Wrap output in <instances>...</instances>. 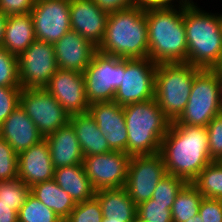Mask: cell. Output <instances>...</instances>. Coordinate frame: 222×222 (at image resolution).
Masks as SVG:
<instances>
[{
    "mask_svg": "<svg viewBox=\"0 0 222 222\" xmlns=\"http://www.w3.org/2000/svg\"><path fill=\"white\" fill-rule=\"evenodd\" d=\"M18 178V154L0 136V181Z\"/></svg>",
    "mask_w": 222,
    "mask_h": 222,
    "instance_id": "cell-34",
    "label": "cell"
},
{
    "mask_svg": "<svg viewBox=\"0 0 222 222\" xmlns=\"http://www.w3.org/2000/svg\"><path fill=\"white\" fill-rule=\"evenodd\" d=\"M203 196L192 183H186L177 193L171 208L173 222H186L199 213Z\"/></svg>",
    "mask_w": 222,
    "mask_h": 222,
    "instance_id": "cell-27",
    "label": "cell"
},
{
    "mask_svg": "<svg viewBox=\"0 0 222 222\" xmlns=\"http://www.w3.org/2000/svg\"><path fill=\"white\" fill-rule=\"evenodd\" d=\"M198 214L203 222H222V200L203 198Z\"/></svg>",
    "mask_w": 222,
    "mask_h": 222,
    "instance_id": "cell-38",
    "label": "cell"
},
{
    "mask_svg": "<svg viewBox=\"0 0 222 222\" xmlns=\"http://www.w3.org/2000/svg\"><path fill=\"white\" fill-rule=\"evenodd\" d=\"M36 40L56 43L70 25V0H36L30 11Z\"/></svg>",
    "mask_w": 222,
    "mask_h": 222,
    "instance_id": "cell-13",
    "label": "cell"
},
{
    "mask_svg": "<svg viewBox=\"0 0 222 222\" xmlns=\"http://www.w3.org/2000/svg\"><path fill=\"white\" fill-rule=\"evenodd\" d=\"M222 69H200L193 80L187 105L175 124L206 127L222 113L220 88Z\"/></svg>",
    "mask_w": 222,
    "mask_h": 222,
    "instance_id": "cell-7",
    "label": "cell"
},
{
    "mask_svg": "<svg viewBox=\"0 0 222 222\" xmlns=\"http://www.w3.org/2000/svg\"><path fill=\"white\" fill-rule=\"evenodd\" d=\"M20 105L43 137L69 122L70 115L44 87L22 89Z\"/></svg>",
    "mask_w": 222,
    "mask_h": 222,
    "instance_id": "cell-10",
    "label": "cell"
},
{
    "mask_svg": "<svg viewBox=\"0 0 222 222\" xmlns=\"http://www.w3.org/2000/svg\"><path fill=\"white\" fill-rule=\"evenodd\" d=\"M166 174L160 153L131 156L124 189L130 199L139 205L152 198L157 184Z\"/></svg>",
    "mask_w": 222,
    "mask_h": 222,
    "instance_id": "cell-12",
    "label": "cell"
},
{
    "mask_svg": "<svg viewBox=\"0 0 222 222\" xmlns=\"http://www.w3.org/2000/svg\"><path fill=\"white\" fill-rule=\"evenodd\" d=\"M0 87L21 88L18 77V57L0 47Z\"/></svg>",
    "mask_w": 222,
    "mask_h": 222,
    "instance_id": "cell-32",
    "label": "cell"
},
{
    "mask_svg": "<svg viewBox=\"0 0 222 222\" xmlns=\"http://www.w3.org/2000/svg\"><path fill=\"white\" fill-rule=\"evenodd\" d=\"M220 104L222 109V82H221V88H220Z\"/></svg>",
    "mask_w": 222,
    "mask_h": 222,
    "instance_id": "cell-47",
    "label": "cell"
},
{
    "mask_svg": "<svg viewBox=\"0 0 222 222\" xmlns=\"http://www.w3.org/2000/svg\"><path fill=\"white\" fill-rule=\"evenodd\" d=\"M0 222H18V212L10 205L0 204Z\"/></svg>",
    "mask_w": 222,
    "mask_h": 222,
    "instance_id": "cell-41",
    "label": "cell"
},
{
    "mask_svg": "<svg viewBox=\"0 0 222 222\" xmlns=\"http://www.w3.org/2000/svg\"><path fill=\"white\" fill-rule=\"evenodd\" d=\"M69 123L73 126L84 157L113 151L89 111L71 115Z\"/></svg>",
    "mask_w": 222,
    "mask_h": 222,
    "instance_id": "cell-22",
    "label": "cell"
},
{
    "mask_svg": "<svg viewBox=\"0 0 222 222\" xmlns=\"http://www.w3.org/2000/svg\"><path fill=\"white\" fill-rule=\"evenodd\" d=\"M58 68L83 73L92 62L97 47L74 30L53 44Z\"/></svg>",
    "mask_w": 222,
    "mask_h": 222,
    "instance_id": "cell-18",
    "label": "cell"
},
{
    "mask_svg": "<svg viewBox=\"0 0 222 222\" xmlns=\"http://www.w3.org/2000/svg\"><path fill=\"white\" fill-rule=\"evenodd\" d=\"M53 44L35 40L18 56V77L22 89L45 87L56 70Z\"/></svg>",
    "mask_w": 222,
    "mask_h": 222,
    "instance_id": "cell-11",
    "label": "cell"
},
{
    "mask_svg": "<svg viewBox=\"0 0 222 222\" xmlns=\"http://www.w3.org/2000/svg\"><path fill=\"white\" fill-rule=\"evenodd\" d=\"M210 157L222 161V113L215 116L206 126Z\"/></svg>",
    "mask_w": 222,
    "mask_h": 222,
    "instance_id": "cell-36",
    "label": "cell"
},
{
    "mask_svg": "<svg viewBox=\"0 0 222 222\" xmlns=\"http://www.w3.org/2000/svg\"><path fill=\"white\" fill-rule=\"evenodd\" d=\"M131 156L122 151L85 156V173L94 189L124 188Z\"/></svg>",
    "mask_w": 222,
    "mask_h": 222,
    "instance_id": "cell-14",
    "label": "cell"
},
{
    "mask_svg": "<svg viewBox=\"0 0 222 222\" xmlns=\"http://www.w3.org/2000/svg\"><path fill=\"white\" fill-rule=\"evenodd\" d=\"M109 13L101 10L93 0H70V25L98 47L103 40Z\"/></svg>",
    "mask_w": 222,
    "mask_h": 222,
    "instance_id": "cell-17",
    "label": "cell"
},
{
    "mask_svg": "<svg viewBox=\"0 0 222 222\" xmlns=\"http://www.w3.org/2000/svg\"><path fill=\"white\" fill-rule=\"evenodd\" d=\"M30 193L49 209H52L63 221L70 215L76 203L54 179L35 184Z\"/></svg>",
    "mask_w": 222,
    "mask_h": 222,
    "instance_id": "cell-26",
    "label": "cell"
},
{
    "mask_svg": "<svg viewBox=\"0 0 222 222\" xmlns=\"http://www.w3.org/2000/svg\"><path fill=\"white\" fill-rule=\"evenodd\" d=\"M187 63L201 69H222V31L218 14L196 5L184 6Z\"/></svg>",
    "mask_w": 222,
    "mask_h": 222,
    "instance_id": "cell-4",
    "label": "cell"
},
{
    "mask_svg": "<svg viewBox=\"0 0 222 222\" xmlns=\"http://www.w3.org/2000/svg\"><path fill=\"white\" fill-rule=\"evenodd\" d=\"M102 222H115V221H108V218L103 217Z\"/></svg>",
    "mask_w": 222,
    "mask_h": 222,
    "instance_id": "cell-49",
    "label": "cell"
},
{
    "mask_svg": "<svg viewBox=\"0 0 222 222\" xmlns=\"http://www.w3.org/2000/svg\"><path fill=\"white\" fill-rule=\"evenodd\" d=\"M103 213L100 203L94 197L90 200L76 203L75 208L64 222H102Z\"/></svg>",
    "mask_w": 222,
    "mask_h": 222,
    "instance_id": "cell-33",
    "label": "cell"
},
{
    "mask_svg": "<svg viewBox=\"0 0 222 222\" xmlns=\"http://www.w3.org/2000/svg\"><path fill=\"white\" fill-rule=\"evenodd\" d=\"M54 170L45 138L18 154V178L29 188L53 179Z\"/></svg>",
    "mask_w": 222,
    "mask_h": 222,
    "instance_id": "cell-19",
    "label": "cell"
},
{
    "mask_svg": "<svg viewBox=\"0 0 222 222\" xmlns=\"http://www.w3.org/2000/svg\"><path fill=\"white\" fill-rule=\"evenodd\" d=\"M174 0H138L140 5L144 6H166L172 5Z\"/></svg>",
    "mask_w": 222,
    "mask_h": 222,
    "instance_id": "cell-42",
    "label": "cell"
},
{
    "mask_svg": "<svg viewBox=\"0 0 222 222\" xmlns=\"http://www.w3.org/2000/svg\"><path fill=\"white\" fill-rule=\"evenodd\" d=\"M35 40L34 24L30 12L7 16L3 48L18 57Z\"/></svg>",
    "mask_w": 222,
    "mask_h": 222,
    "instance_id": "cell-25",
    "label": "cell"
},
{
    "mask_svg": "<svg viewBox=\"0 0 222 222\" xmlns=\"http://www.w3.org/2000/svg\"><path fill=\"white\" fill-rule=\"evenodd\" d=\"M137 216L147 222H173L168 204L153 203V199L137 205Z\"/></svg>",
    "mask_w": 222,
    "mask_h": 222,
    "instance_id": "cell-35",
    "label": "cell"
},
{
    "mask_svg": "<svg viewBox=\"0 0 222 222\" xmlns=\"http://www.w3.org/2000/svg\"><path fill=\"white\" fill-rule=\"evenodd\" d=\"M157 64L146 58L125 59V73L113 101L121 106L154 99Z\"/></svg>",
    "mask_w": 222,
    "mask_h": 222,
    "instance_id": "cell-9",
    "label": "cell"
},
{
    "mask_svg": "<svg viewBox=\"0 0 222 222\" xmlns=\"http://www.w3.org/2000/svg\"><path fill=\"white\" fill-rule=\"evenodd\" d=\"M89 113L95 119L98 128L113 151L127 153L128 134L123 106L114 101L94 102Z\"/></svg>",
    "mask_w": 222,
    "mask_h": 222,
    "instance_id": "cell-16",
    "label": "cell"
},
{
    "mask_svg": "<svg viewBox=\"0 0 222 222\" xmlns=\"http://www.w3.org/2000/svg\"><path fill=\"white\" fill-rule=\"evenodd\" d=\"M44 88L70 116L88 112L90 103L83 73L58 68Z\"/></svg>",
    "mask_w": 222,
    "mask_h": 222,
    "instance_id": "cell-15",
    "label": "cell"
},
{
    "mask_svg": "<svg viewBox=\"0 0 222 222\" xmlns=\"http://www.w3.org/2000/svg\"><path fill=\"white\" fill-rule=\"evenodd\" d=\"M166 173L191 183L213 160L206 127L171 125L161 141L160 152Z\"/></svg>",
    "mask_w": 222,
    "mask_h": 222,
    "instance_id": "cell-1",
    "label": "cell"
},
{
    "mask_svg": "<svg viewBox=\"0 0 222 222\" xmlns=\"http://www.w3.org/2000/svg\"><path fill=\"white\" fill-rule=\"evenodd\" d=\"M18 222H64L57 214L29 193L18 212Z\"/></svg>",
    "mask_w": 222,
    "mask_h": 222,
    "instance_id": "cell-29",
    "label": "cell"
},
{
    "mask_svg": "<svg viewBox=\"0 0 222 222\" xmlns=\"http://www.w3.org/2000/svg\"><path fill=\"white\" fill-rule=\"evenodd\" d=\"M6 21H7V16L0 12V47H2L4 41Z\"/></svg>",
    "mask_w": 222,
    "mask_h": 222,
    "instance_id": "cell-43",
    "label": "cell"
},
{
    "mask_svg": "<svg viewBox=\"0 0 222 222\" xmlns=\"http://www.w3.org/2000/svg\"><path fill=\"white\" fill-rule=\"evenodd\" d=\"M145 6L148 58L156 64L187 63L184 5Z\"/></svg>",
    "mask_w": 222,
    "mask_h": 222,
    "instance_id": "cell-2",
    "label": "cell"
},
{
    "mask_svg": "<svg viewBox=\"0 0 222 222\" xmlns=\"http://www.w3.org/2000/svg\"><path fill=\"white\" fill-rule=\"evenodd\" d=\"M98 51L123 59L148 57V29L144 5L111 12Z\"/></svg>",
    "mask_w": 222,
    "mask_h": 222,
    "instance_id": "cell-3",
    "label": "cell"
},
{
    "mask_svg": "<svg viewBox=\"0 0 222 222\" xmlns=\"http://www.w3.org/2000/svg\"><path fill=\"white\" fill-rule=\"evenodd\" d=\"M200 69L186 62L157 64L154 99L171 122L184 111L194 77Z\"/></svg>",
    "mask_w": 222,
    "mask_h": 222,
    "instance_id": "cell-6",
    "label": "cell"
},
{
    "mask_svg": "<svg viewBox=\"0 0 222 222\" xmlns=\"http://www.w3.org/2000/svg\"><path fill=\"white\" fill-rule=\"evenodd\" d=\"M22 88L0 87V125L20 104Z\"/></svg>",
    "mask_w": 222,
    "mask_h": 222,
    "instance_id": "cell-37",
    "label": "cell"
},
{
    "mask_svg": "<svg viewBox=\"0 0 222 222\" xmlns=\"http://www.w3.org/2000/svg\"><path fill=\"white\" fill-rule=\"evenodd\" d=\"M53 179L75 203L95 197L96 190L85 173L83 163L55 168Z\"/></svg>",
    "mask_w": 222,
    "mask_h": 222,
    "instance_id": "cell-23",
    "label": "cell"
},
{
    "mask_svg": "<svg viewBox=\"0 0 222 222\" xmlns=\"http://www.w3.org/2000/svg\"><path fill=\"white\" fill-rule=\"evenodd\" d=\"M0 136L17 154L44 139L20 104L0 125Z\"/></svg>",
    "mask_w": 222,
    "mask_h": 222,
    "instance_id": "cell-20",
    "label": "cell"
},
{
    "mask_svg": "<svg viewBox=\"0 0 222 222\" xmlns=\"http://www.w3.org/2000/svg\"><path fill=\"white\" fill-rule=\"evenodd\" d=\"M186 222H203V221H202L200 215L197 214L194 217L189 218L188 221H186Z\"/></svg>",
    "mask_w": 222,
    "mask_h": 222,
    "instance_id": "cell-45",
    "label": "cell"
},
{
    "mask_svg": "<svg viewBox=\"0 0 222 222\" xmlns=\"http://www.w3.org/2000/svg\"><path fill=\"white\" fill-rule=\"evenodd\" d=\"M128 141L127 154L152 155L160 152L161 141L171 121L155 99L123 106Z\"/></svg>",
    "mask_w": 222,
    "mask_h": 222,
    "instance_id": "cell-5",
    "label": "cell"
},
{
    "mask_svg": "<svg viewBox=\"0 0 222 222\" xmlns=\"http://www.w3.org/2000/svg\"><path fill=\"white\" fill-rule=\"evenodd\" d=\"M44 138L48 143L54 168L83 163L80 143L69 122Z\"/></svg>",
    "mask_w": 222,
    "mask_h": 222,
    "instance_id": "cell-21",
    "label": "cell"
},
{
    "mask_svg": "<svg viewBox=\"0 0 222 222\" xmlns=\"http://www.w3.org/2000/svg\"><path fill=\"white\" fill-rule=\"evenodd\" d=\"M29 193L30 188L20 178L0 181V204L10 205L17 212Z\"/></svg>",
    "mask_w": 222,
    "mask_h": 222,
    "instance_id": "cell-30",
    "label": "cell"
},
{
    "mask_svg": "<svg viewBox=\"0 0 222 222\" xmlns=\"http://www.w3.org/2000/svg\"><path fill=\"white\" fill-rule=\"evenodd\" d=\"M218 17H219V20H220L221 31H222V14H219Z\"/></svg>",
    "mask_w": 222,
    "mask_h": 222,
    "instance_id": "cell-48",
    "label": "cell"
},
{
    "mask_svg": "<svg viewBox=\"0 0 222 222\" xmlns=\"http://www.w3.org/2000/svg\"><path fill=\"white\" fill-rule=\"evenodd\" d=\"M132 222H147L139 218L138 216L135 217V219Z\"/></svg>",
    "mask_w": 222,
    "mask_h": 222,
    "instance_id": "cell-46",
    "label": "cell"
},
{
    "mask_svg": "<svg viewBox=\"0 0 222 222\" xmlns=\"http://www.w3.org/2000/svg\"><path fill=\"white\" fill-rule=\"evenodd\" d=\"M36 0H0V12L6 16L29 13Z\"/></svg>",
    "mask_w": 222,
    "mask_h": 222,
    "instance_id": "cell-39",
    "label": "cell"
},
{
    "mask_svg": "<svg viewBox=\"0 0 222 222\" xmlns=\"http://www.w3.org/2000/svg\"><path fill=\"white\" fill-rule=\"evenodd\" d=\"M186 183L183 178L167 173L153 192V203L168 204V209H171L177 193Z\"/></svg>",
    "mask_w": 222,
    "mask_h": 222,
    "instance_id": "cell-31",
    "label": "cell"
},
{
    "mask_svg": "<svg viewBox=\"0 0 222 222\" xmlns=\"http://www.w3.org/2000/svg\"><path fill=\"white\" fill-rule=\"evenodd\" d=\"M125 73V59L97 51L83 72L88 102L113 101Z\"/></svg>",
    "mask_w": 222,
    "mask_h": 222,
    "instance_id": "cell-8",
    "label": "cell"
},
{
    "mask_svg": "<svg viewBox=\"0 0 222 222\" xmlns=\"http://www.w3.org/2000/svg\"><path fill=\"white\" fill-rule=\"evenodd\" d=\"M96 5L108 13L140 5L138 0H93Z\"/></svg>",
    "mask_w": 222,
    "mask_h": 222,
    "instance_id": "cell-40",
    "label": "cell"
},
{
    "mask_svg": "<svg viewBox=\"0 0 222 222\" xmlns=\"http://www.w3.org/2000/svg\"><path fill=\"white\" fill-rule=\"evenodd\" d=\"M95 198L108 221L132 222L137 216V205L124 188L97 190Z\"/></svg>",
    "mask_w": 222,
    "mask_h": 222,
    "instance_id": "cell-24",
    "label": "cell"
},
{
    "mask_svg": "<svg viewBox=\"0 0 222 222\" xmlns=\"http://www.w3.org/2000/svg\"><path fill=\"white\" fill-rule=\"evenodd\" d=\"M179 6L184 5V6H194V3L192 0H181L179 1Z\"/></svg>",
    "mask_w": 222,
    "mask_h": 222,
    "instance_id": "cell-44",
    "label": "cell"
},
{
    "mask_svg": "<svg viewBox=\"0 0 222 222\" xmlns=\"http://www.w3.org/2000/svg\"><path fill=\"white\" fill-rule=\"evenodd\" d=\"M191 183L203 198L222 200V161L209 163Z\"/></svg>",
    "mask_w": 222,
    "mask_h": 222,
    "instance_id": "cell-28",
    "label": "cell"
}]
</instances>
